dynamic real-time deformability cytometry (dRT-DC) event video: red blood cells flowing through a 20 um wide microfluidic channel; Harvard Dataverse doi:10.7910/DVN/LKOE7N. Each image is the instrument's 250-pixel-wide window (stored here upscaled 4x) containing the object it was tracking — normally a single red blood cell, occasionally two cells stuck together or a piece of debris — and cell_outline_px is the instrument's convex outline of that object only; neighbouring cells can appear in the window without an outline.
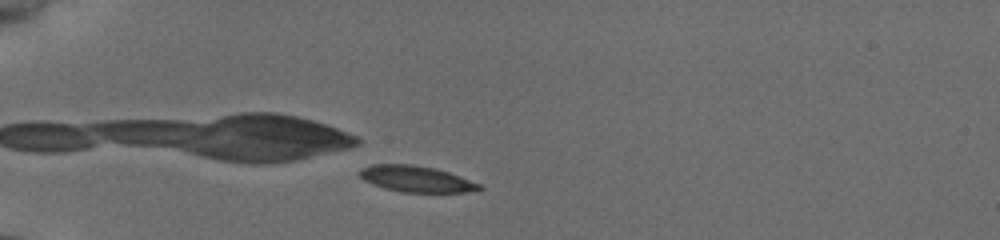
{"species": "common noctule bat (a hibernating species)", "species_latin": "Nyctalus noctula", "temperature_condition": "cold", "stored_images_in_passage": 49, "camera_frame_rate_fps": 3000, "um_per_image_px": 0.085, "animal": {"sex": "female", "body_mass_g": 19.5, "forearm_length_mm": 54.1}, "frame": {"image": 1, "passage_image": 5, "time_ms": 1.667, "image_size_px": [1000, 240], "cell_outline_px": [[484, 188], [468, 192], [400, 192], [384, 188], [372, 184], [364, 180], [360, 176], [360, 172], [364, 168], [372, 164], [412, 164], [436, 168], [484, 184]], "centroid_in_image_um": [35.44, 15.21], "position_along_channel_um": 49.6, "area_um2": 18.32}}
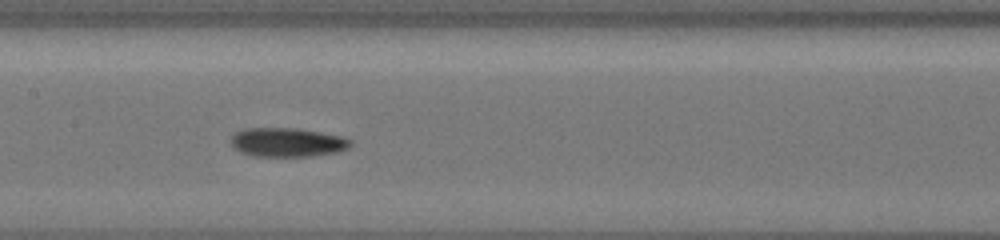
{"frame": {"image": 2, "passage_image": 19, "time_ms": 6.0, "image_size_px": [1000, 240], "cell_outline_px": [[352, 144], [348, 148], [336, 152], [312, 156], [252, 156], [240, 152], [232, 148], [228, 144], [232, 136], [236, 132], [244, 128], [300, 128], [344, 136], [352, 140]], "centroid_in_image_um": [24.4, 12.09], "position_along_channel_um": 183.0, "area_um2": 20.63}}
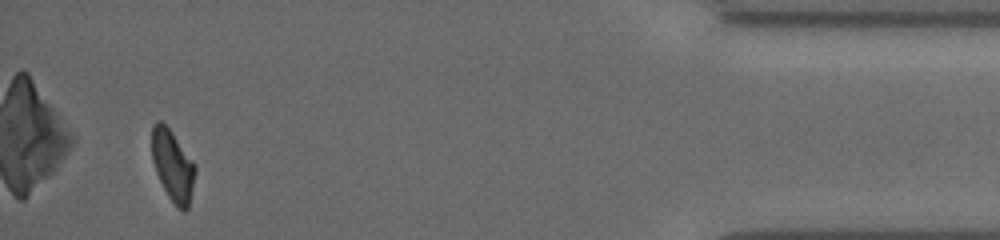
{"frame": {"image": 3, "passage_image": 47, "time_ms": 13.667, "image_size_px": [1000, 240], "cell_outline_px": [[196, 172], [188, 208], [184, 212], [168, 196], [156, 172], [152, 160], [152, 124], [156, 120], [160, 120], [172, 132], [196, 164]], "centroid_in_image_um": [14.69, 14.04], "position_along_channel_um": 420.5, "area_um2": 17.8}, "authors_computed_cell_mechanics": {"area_um2": 19.0162, "velocity_mm_per_s": 3.8367, "shape_relaxation_time_tau1_ms": 4.687, "shape_relaxation_time_tau2_ms": null, "deformation_change_tau1": 0.1431, "deformation_change_tau2": null}}